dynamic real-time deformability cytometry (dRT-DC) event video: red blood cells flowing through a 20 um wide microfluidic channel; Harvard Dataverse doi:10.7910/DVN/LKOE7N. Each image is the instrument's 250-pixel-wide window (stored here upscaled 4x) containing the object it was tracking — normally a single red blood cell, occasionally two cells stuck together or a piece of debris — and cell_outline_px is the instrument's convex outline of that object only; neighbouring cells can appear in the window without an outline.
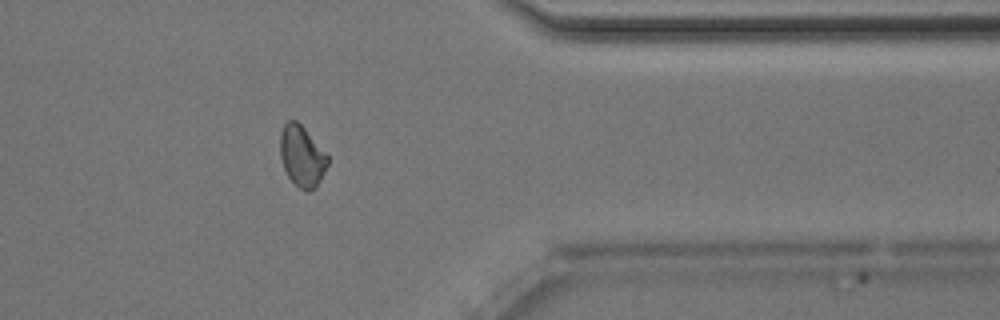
{"species": "Egyptian fruit bat (a non-hibernating species)", "species_latin": "Rousettus aegyptiacus", "temperature_condition": "room temperature", "stored_images_in_passage": 48, "camera_frame_rate_fps": 3000, "um_per_image_px": 0.085, "animal": {"sex": "male"}, "frame": {"image": 1, "passage_image": 41, "time_ms": 13.333, "image_size_px": [1000, 320], "cell_outline_px": [[328, 164], [316, 188], [308, 192], [304, 192], [288, 176], [284, 168], [280, 156], [280, 132], [284, 124], [288, 120], [296, 120], [304, 128], [328, 156]], "centroid_in_image_um": [25.65, 13.28], "position_along_channel_um": 385.7, "area_um2": 16.76}, "authors_computed_cell_mechanics": {"area_um2": 17.4267, "velocity_mm_per_s": 4.0363, "shape_relaxation_time_tau1_ms": 8.6928, "shape_relaxation_time_tau2_ms": 1.8532, "deformation_change_tau1": 0.1094, "deformation_change_tau2": 0.0662}}